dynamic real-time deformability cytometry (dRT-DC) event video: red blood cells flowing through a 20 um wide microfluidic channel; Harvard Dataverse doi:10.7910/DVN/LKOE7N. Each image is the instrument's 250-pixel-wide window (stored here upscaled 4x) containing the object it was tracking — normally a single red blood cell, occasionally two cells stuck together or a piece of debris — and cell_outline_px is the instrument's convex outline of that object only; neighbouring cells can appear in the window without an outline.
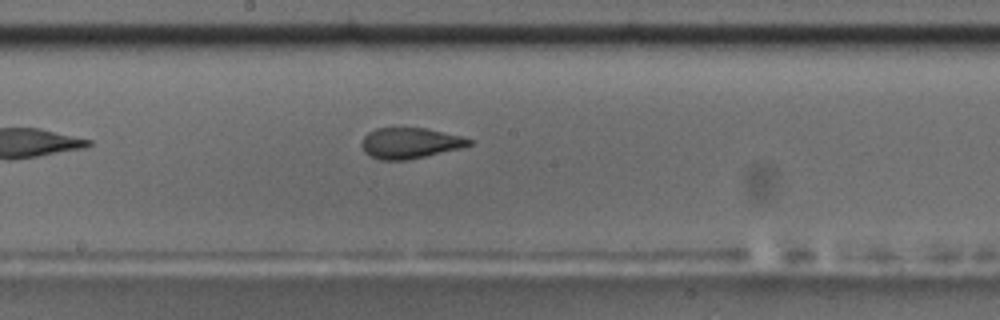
{"species": "common noctule bat (a hibernating species)", "species_latin": "Nyctalus noctula", "temperature_condition": "room temperature", "stored_images_in_passage": 20, "camera_frame_rate_fps": 3000, "um_per_image_px": 0.085, "animal": {"sex": "male", "body_mass_g": 17.5, "forearm_length_mm": 52.3}, "frame": {"image": 1, "passage_image": 12, "time_ms": 3.667, "image_size_px": [1000, 320], "cell_outline_px": [[472, 144], [460, 148], [424, 156], [404, 160], [380, 160], [364, 152], [360, 144], [364, 136], [368, 132], [376, 128], [424, 128], [460, 136], [472, 140]], "centroid_in_image_um": [34.8, 12.16], "position_along_channel_um": 213.4, "area_um2": 18.96}}